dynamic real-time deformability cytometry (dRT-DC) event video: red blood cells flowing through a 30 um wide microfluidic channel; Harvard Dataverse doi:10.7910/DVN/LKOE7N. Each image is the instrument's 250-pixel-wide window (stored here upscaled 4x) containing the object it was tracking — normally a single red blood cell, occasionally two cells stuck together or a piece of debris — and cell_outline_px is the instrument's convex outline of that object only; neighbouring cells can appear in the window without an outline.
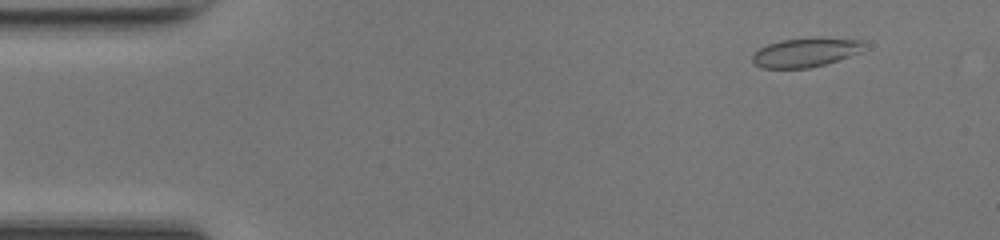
{"species": "common noctule bat (a hibernating species)", "species_latin": "Nyctalus noctula", "temperature_condition": "room temperature", "stored_images_in_passage": 49, "camera_frame_rate_fps": 3000, "um_per_image_px": 0.085, "animal": {"sex": "female", "body_mass_g": 17.0, "forearm_length_mm": 48.0}, "frame": {"image": 1, "passage_image": 5, "time_ms": 1.333, "image_size_px": [1000, 240], "cell_outline_px": [[864, 44], [860, 52], [824, 64], [808, 68], [760, 68], [752, 60], [752, 56], [760, 48], [768, 44], [780, 40], [816, 36], [864, 40]], "centroid_in_image_um": [68.47, 4.43], "position_along_channel_um": 16.5, "area_um2": 19.02}}
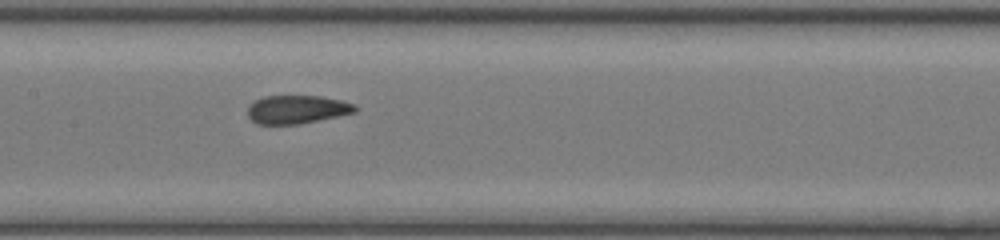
{"frame": {"image": 2, "passage_image": 24, "time_ms": 7.667, "image_size_px": [1000, 240], "cell_outline_px": [[360, 108], [356, 112], [300, 124], [256, 124], [248, 116], [248, 104], [264, 96], [320, 96], [340, 100], [356, 104]], "centroid_in_image_um": [25.26, 9.3], "position_along_channel_um": 182.1, "area_um2": 17.86}}
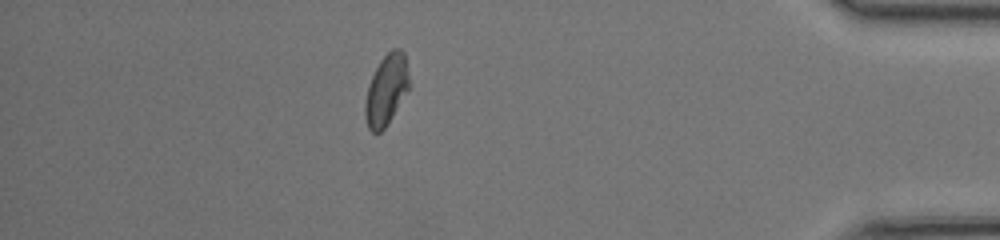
{"frame": {"image": 3, "passage_image": 43, "time_ms": 14.0, "image_size_px": [1000, 240], "cell_outline_px": [[408, 92], [384, 128], [380, 132], [372, 132], [368, 128], [364, 116], [364, 104], [368, 84], [380, 60], [392, 48], [400, 48], [404, 52], [408, 76]], "centroid_in_image_um": [32.81, 7.64], "position_along_channel_um": 402.4, "area_um2": 18.03}, "authors_computed_cell_mechanics": {"area_um2": 18.496, "velocity_mm_per_s": 4.2392, "shape_relaxation_time_tau1_ms": null, "shape_relaxation_time_tau2_ms": 1.1094, "deformation_change_tau1": null, "deformation_change_tau2": 0.0428}}